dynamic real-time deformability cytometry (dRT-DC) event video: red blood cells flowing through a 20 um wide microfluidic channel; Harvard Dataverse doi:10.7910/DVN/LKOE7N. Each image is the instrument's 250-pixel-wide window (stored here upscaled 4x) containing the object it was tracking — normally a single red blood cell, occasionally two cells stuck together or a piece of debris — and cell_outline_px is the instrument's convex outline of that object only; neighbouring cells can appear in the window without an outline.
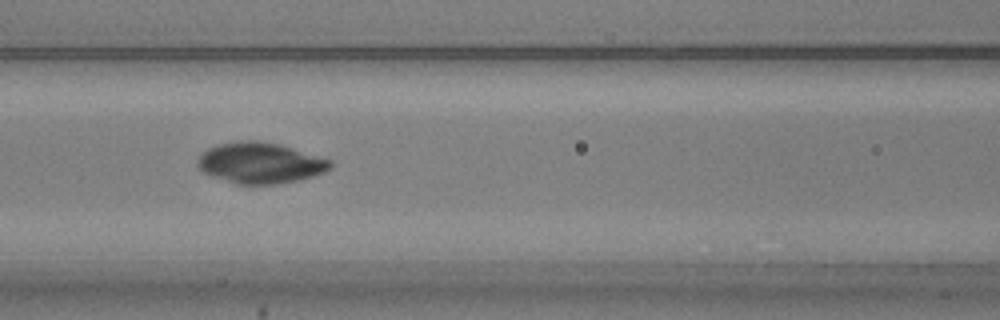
{"species": "common noctule bat (a hibernating species)", "species_latin": "Nyctalus noctula", "temperature_condition": "warm", "stored_images_in_passage": 45, "camera_frame_rate_fps": 3000, "um_per_image_px": 0.085, "animal": {"sex": "male", "body_mass_g": 20.5, "forearm_length_mm": 52.5}, "frame": {"image": 1, "passage_image": 14, "time_ms": 4.333, "image_size_px": [1000, 320], "cell_outline_px": [[332, 168], [324, 172], [312, 176], [296, 180], [276, 184], [236, 184], [212, 176], [204, 172], [196, 164], [196, 160], [208, 148], [220, 144], [240, 140], [260, 140], [280, 144], [332, 160]], "centroid_in_image_um": [22.13, 13.84], "position_along_channel_um": 144.5, "area_um2": 31.56}}
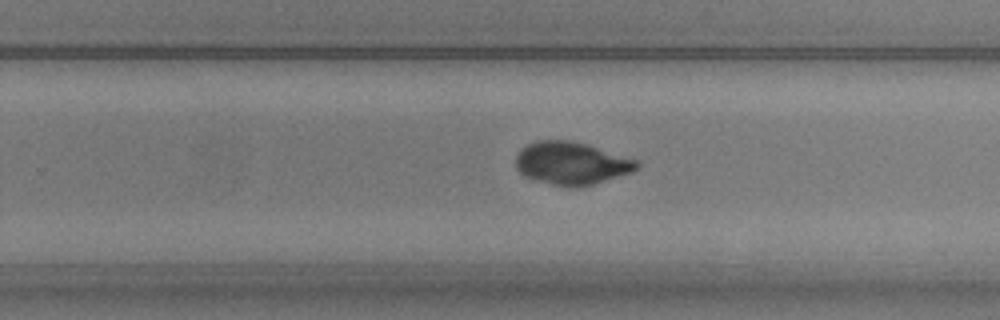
{"frame": {"image": 2, "passage_image": 25, "time_ms": 8.0, "image_size_px": [1000, 320], "cell_outline_px": [[640, 168], [632, 172], [592, 184], [572, 188], [568, 188], [552, 184], [524, 176], [516, 168], [516, 156], [520, 148], [536, 140], [568, 140], [588, 144], [636, 160], [640, 164]], "centroid_in_image_um": [48.56, 13.87], "position_along_channel_um": 281.2, "area_um2": 30.11}}
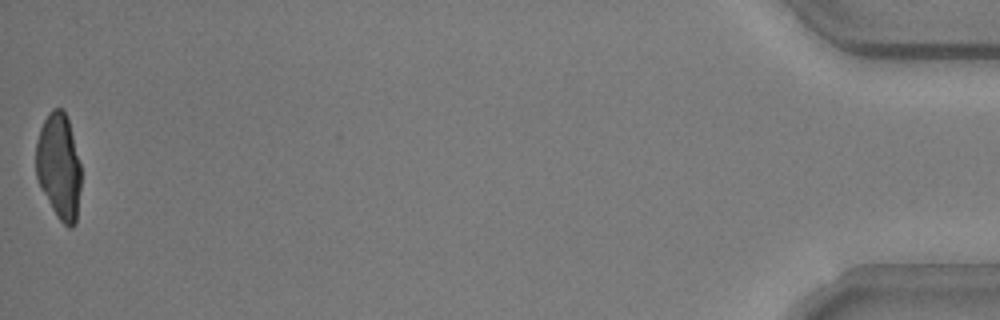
{"frame": {"image": 3, "passage_image": 45, "time_ms": 14.667, "image_size_px": [1000, 320], "cell_outline_px": [[80, 188], [76, 224], [72, 228], [68, 228], [56, 216], [40, 188], [36, 176], [36, 144], [40, 128], [48, 112], [52, 108], [60, 108], [64, 112], [68, 120], [80, 164]], "centroid_in_image_um": [4.99, 14.17], "position_along_channel_um": 430.2, "area_um2": 27.8}}